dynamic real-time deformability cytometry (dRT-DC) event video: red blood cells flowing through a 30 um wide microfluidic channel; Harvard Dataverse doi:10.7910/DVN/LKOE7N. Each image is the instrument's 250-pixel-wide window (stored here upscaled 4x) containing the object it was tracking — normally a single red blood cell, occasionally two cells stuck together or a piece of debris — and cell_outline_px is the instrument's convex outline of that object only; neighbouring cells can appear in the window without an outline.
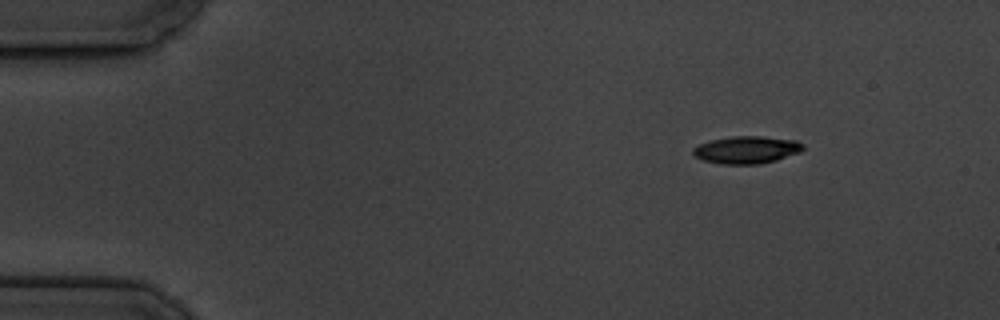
{"species": "common noctule bat (a hibernating species)", "species_latin": "Nyctalus noctula", "temperature_condition": "cold", "stored_images_in_passage": 4, "camera_frame_rate_fps": 3000, "um_per_image_px": 0.085, "animal": {"sex": "male", "body_mass_g": 19.5, "forearm_length_mm": 54.6}, "frame": {"image": 1, "passage_image": 1, "time_ms": 0.0, "image_size_px": [1000, 320], "cell_outline_px": [[804, 148], [800, 152], [776, 160], [760, 164], [720, 164], [704, 160], [696, 156], [692, 152], [692, 148], [700, 144], [712, 140], [732, 136], [760, 136], [796, 140], [804, 144]], "centroid_in_image_um": [63.48, 12.73], "position_along_channel_um": 21.5, "area_um2": 17.51}}
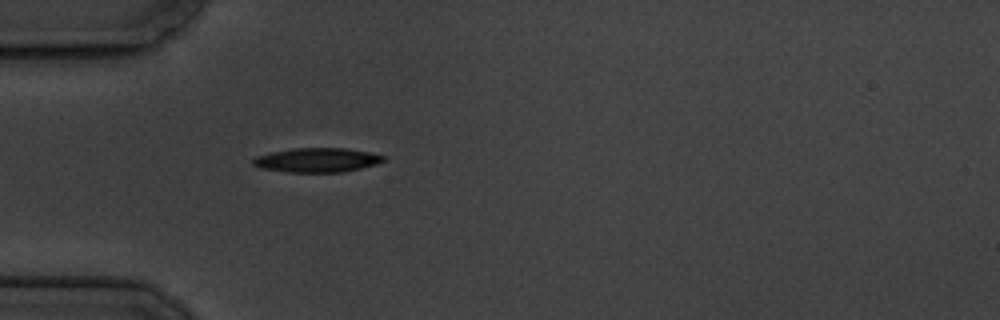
{"frame": {"image": 2, "passage_image": 4, "time_ms": 3.333, "image_size_px": [1000, 320], "cell_outline_px": [[384, 160], [376, 164], [344, 172], [288, 172], [260, 168], [252, 164], [252, 160], [256, 156], [272, 152], [292, 148], [348, 148], [368, 152], [384, 156]], "centroid_in_image_um": [26.92, 13.6], "position_along_channel_um": 58.1, "area_um2": 18.38}}